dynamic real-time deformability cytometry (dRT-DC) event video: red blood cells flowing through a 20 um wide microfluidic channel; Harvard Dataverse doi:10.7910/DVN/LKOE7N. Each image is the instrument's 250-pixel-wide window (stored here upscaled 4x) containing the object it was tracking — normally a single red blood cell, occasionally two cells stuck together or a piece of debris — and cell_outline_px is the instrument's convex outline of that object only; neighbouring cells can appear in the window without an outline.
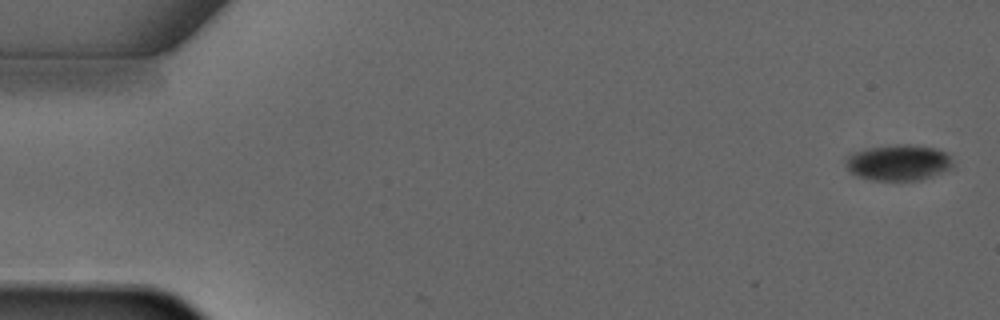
{"species": "common noctule bat (a hibernating species)", "species_latin": "Nyctalus noctula", "temperature_condition": "warm", "stored_images_in_passage": 5, "camera_frame_rate_fps": 3000, "um_per_image_px": 0.085, "animal": {"sex": "male", "forearm_length_mm": 52.5}, "frame": {"image": 1, "passage_image": 1, "time_ms": 0.0, "image_size_px": [1000, 320], "cell_outline_px": [[952, 168], [932, 176], [916, 180], [872, 180], [860, 176], [852, 172], [844, 164], [844, 160], [852, 152], [864, 148], [896, 144], [908, 144], [936, 148], [948, 152], [952, 160]], "centroid_in_image_um": [76.37, 13.79], "position_along_channel_um": 8.6, "area_um2": 22.54}}
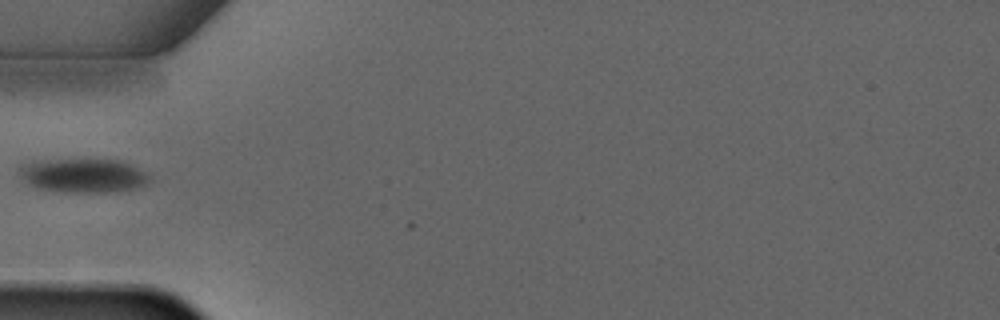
{"frame": {"image": 2, "passage_image": 5, "time_ms": 4.667, "image_size_px": [1000, 320], "cell_outline_px": [[152, 180], [136, 188], [108, 192], [72, 192], [40, 188], [24, 180], [20, 176], [20, 164], [32, 160], [88, 156], [120, 160], [152, 176]], "centroid_in_image_um": [7.06, 14.84], "position_along_channel_um": 77.9, "area_um2": 26.65}}